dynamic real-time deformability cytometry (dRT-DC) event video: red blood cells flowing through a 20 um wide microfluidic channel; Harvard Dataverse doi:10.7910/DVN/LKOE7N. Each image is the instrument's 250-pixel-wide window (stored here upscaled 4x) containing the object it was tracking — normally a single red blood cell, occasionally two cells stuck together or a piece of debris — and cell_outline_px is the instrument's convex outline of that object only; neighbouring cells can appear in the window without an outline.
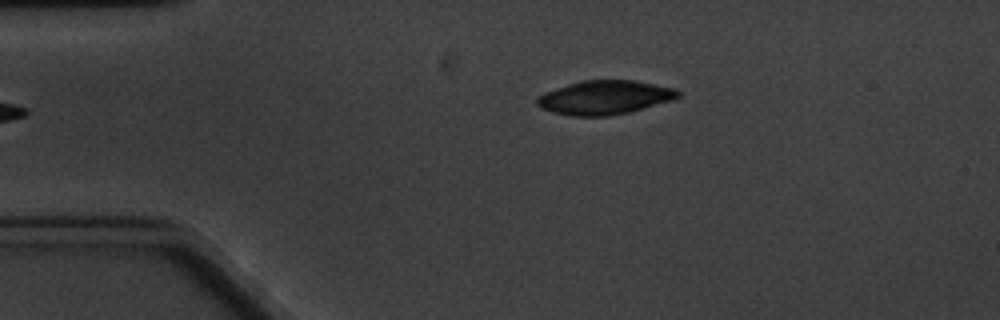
{"species": "common noctule bat (a hibernating species)", "species_latin": "Nyctalus noctula", "temperature_condition": "cold", "stored_images_in_passage": 3, "camera_frame_rate_fps": 3000, "um_per_image_px": 0.085, "animal": {"sex": "male", "body_mass_g": 20.1, "forearm_length_mm": 53.5}, "frame": {"image": 1, "passage_image": 3, "time_ms": 2.0, "image_size_px": [1000, 320], "cell_outline_px": [[680, 96], [672, 100], [628, 112], [608, 116], [572, 116], [552, 112], [540, 108], [536, 104], [536, 96], [544, 92], [580, 80], [632, 80], [676, 88], [680, 92]], "centroid_in_image_um": [51.35, 8.28], "position_along_channel_um": 33.6, "area_um2": 27.92}}